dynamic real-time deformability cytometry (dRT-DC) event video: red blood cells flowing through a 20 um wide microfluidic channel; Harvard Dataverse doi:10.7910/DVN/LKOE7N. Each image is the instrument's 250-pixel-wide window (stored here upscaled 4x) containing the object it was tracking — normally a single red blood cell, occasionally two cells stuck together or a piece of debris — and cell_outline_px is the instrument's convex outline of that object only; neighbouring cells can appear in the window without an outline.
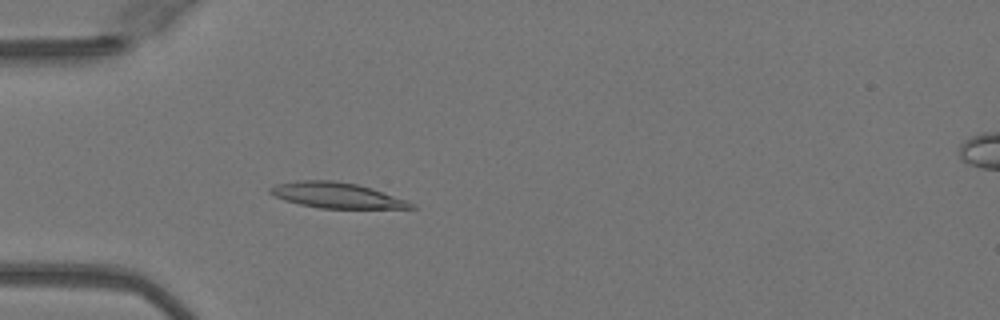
{"species": "Egyptian fruit bat (a non-hibernating species)", "species_latin": "Rousettus aegyptiacus", "temperature_condition": "warm", "stored_images_in_passage": 50, "camera_frame_rate_fps": 3000, "um_per_image_px": 0.085, "animal": {"sex": "female"}, "frame": {"image": 1, "passage_image": 15, "time_ms": 4.667, "image_size_px": [1000, 320], "cell_outline_px": [[416, 208], [320, 208], [300, 204], [284, 200], [268, 192], [268, 188], [276, 184], [296, 180], [332, 180], [356, 184], [372, 188], [408, 200], [416, 204]], "centroid_in_image_um": [28.62, 16.59], "position_along_channel_um": 56.4, "area_um2": 20.98}}
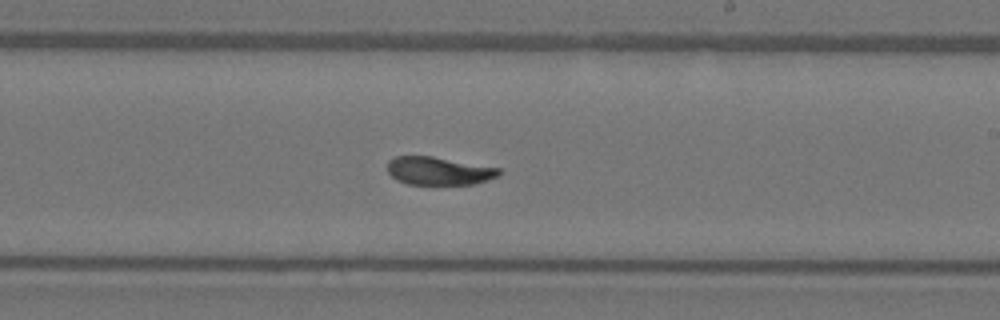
{"frame": {"image": 2, "passage_image": 30, "time_ms": 9.667, "image_size_px": [1000, 320], "cell_outline_px": [[500, 172], [496, 176], [476, 184], [408, 184], [396, 180], [388, 172], [388, 160], [396, 156], [432, 156], [500, 168]], "centroid_in_image_um": [37.26, 14.52], "position_along_channel_um": 251.7, "area_um2": 18.09}}
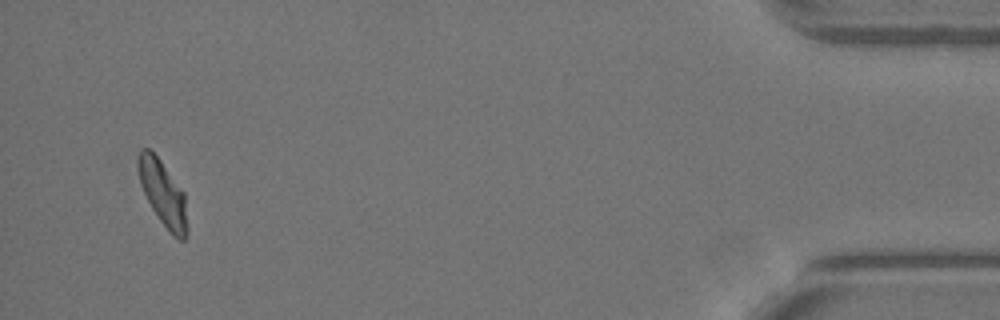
{"frame": {"image": 3, "passage_image": 48, "time_ms": 15.667, "image_size_px": [1000, 320], "cell_outline_px": [[188, 236], [184, 240], [180, 240], [172, 236], [160, 220], [152, 208], [140, 184], [136, 168], [136, 160], [140, 148], [148, 148], [160, 160], [184, 192], [188, 228]], "centroid_in_image_um": [13.84, 16.44], "position_along_channel_um": 421.4, "area_um2": 18.84}, "authors_computed_cell_mechanics": {"area_um2": 19.941, "velocity_mm_per_s": 4.0637, "shape_relaxation_time_tau1_ms": 4.3863, "shape_relaxation_time_tau2_ms": 2.4146, "deformation_change_tau1": 0.1831, "deformation_change_tau2": 0.0526}}